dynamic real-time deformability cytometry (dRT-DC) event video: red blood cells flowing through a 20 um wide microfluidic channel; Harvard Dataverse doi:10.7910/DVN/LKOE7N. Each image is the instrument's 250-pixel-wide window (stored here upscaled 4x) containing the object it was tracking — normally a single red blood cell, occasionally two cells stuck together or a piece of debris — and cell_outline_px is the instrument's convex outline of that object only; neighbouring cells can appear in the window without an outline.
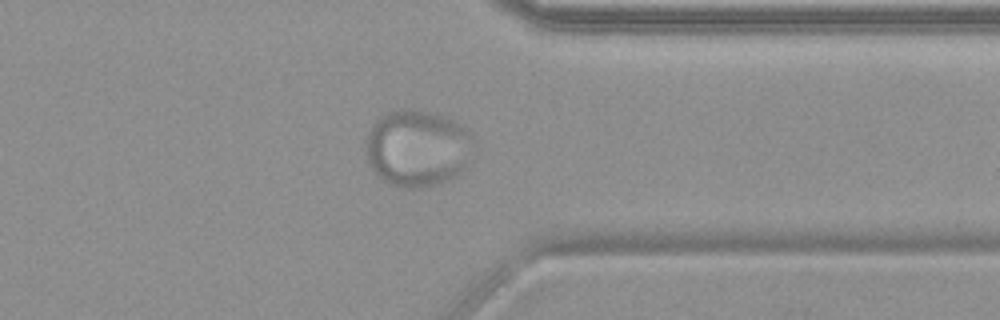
{"species": "common noctule bat (a hibernating species)", "species_latin": "Nyctalus noctula", "temperature_condition": "warm", "stored_images_in_passage": 59, "camera_frame_rate_fps": 3000, "um_per_image_px": 0.085, "animal": {"sex": "female", "body_mass_g": 19.9}, "frame": {"image": 1, "passage_image": 47, "time_ms": 15.333, "image_size_px": [1000, 320], "cell_outline_px": [[476, 144], [464, 168], [452, 180], [420, 188], [404, 188], [388, 184], [372, 172], [368, 164], [368, 132], [372, 124], [376, 120], [400, 108], [412, 108], [428, 112], [456, 120], [476, 140]], "centroid_in_image_um": [35.51, 12.61], "position_along_channel_um": 375.9, "area_um2": 48.49}}